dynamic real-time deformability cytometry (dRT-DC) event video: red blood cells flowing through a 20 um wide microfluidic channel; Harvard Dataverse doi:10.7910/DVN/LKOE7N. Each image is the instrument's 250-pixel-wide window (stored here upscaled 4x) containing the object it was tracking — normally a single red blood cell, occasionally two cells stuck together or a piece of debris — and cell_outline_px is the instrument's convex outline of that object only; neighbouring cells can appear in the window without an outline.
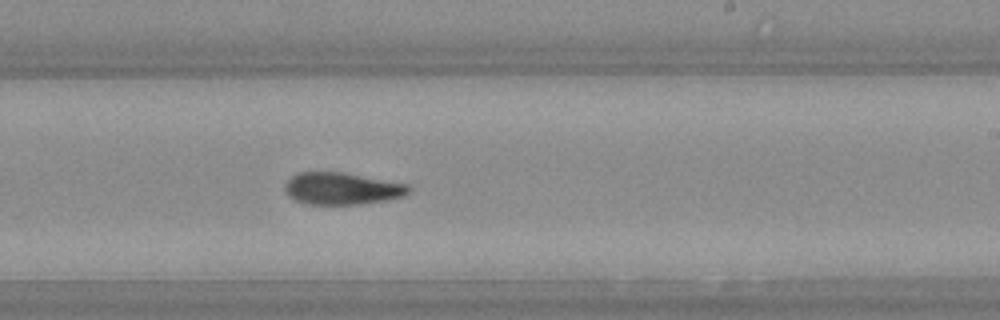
{"species": "Egyptian fruit bat (a non-hibernating species)", "species_latin": "Rousettus aegyptiacus", "temperature_condition": "warm", "stored_images_in_passage": 35, "camera_frame_rate_fps": 3000, "um_per_image_px": 0.085, "animal": {"sex": "female"}, "frame": {"image": 1, "passage_image": 20, "time_ms": 6.333, "image_size_px": [1000, 320], "cell_outline_px": [[412, 188], [404, 196], [388, 200], [360, 204], [308, 204], [292, 200], [284, 192], [284, 184], [292, 176], [300, 172], [340, 172], [408, 184]], "centroid_in_image_um": [29.03, 16.04], "position_along_channel_um": 260.0, "area_um2": 23.18}}
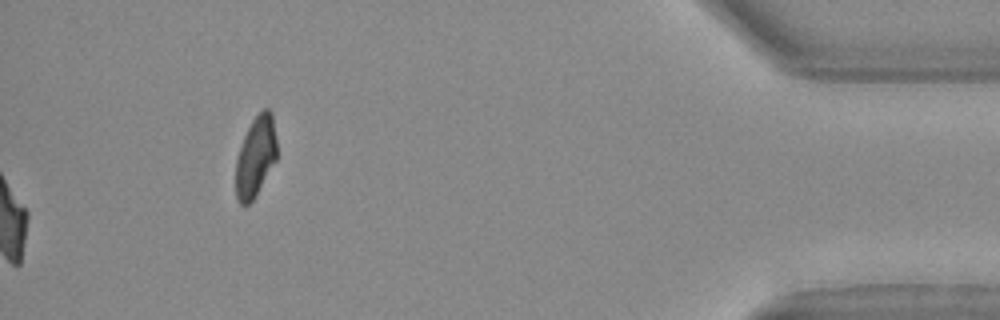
{"frame": {"image": 2, "passage_image": 35, "time_ms": 11.333, "image_size_px": [1000, 320], "cell_outline_px": [[276, 160], [256, 196], [248, 204], [240, 204], [236, 196], [236, 160], [244, 136], [252, 120], [264, 108], [268, 108], [272, 112], [276, 140]], "centroid_in_image_um": [21.73, 13.31], "position_along_channel_um": 413.5, "area_um2": 19.07}}